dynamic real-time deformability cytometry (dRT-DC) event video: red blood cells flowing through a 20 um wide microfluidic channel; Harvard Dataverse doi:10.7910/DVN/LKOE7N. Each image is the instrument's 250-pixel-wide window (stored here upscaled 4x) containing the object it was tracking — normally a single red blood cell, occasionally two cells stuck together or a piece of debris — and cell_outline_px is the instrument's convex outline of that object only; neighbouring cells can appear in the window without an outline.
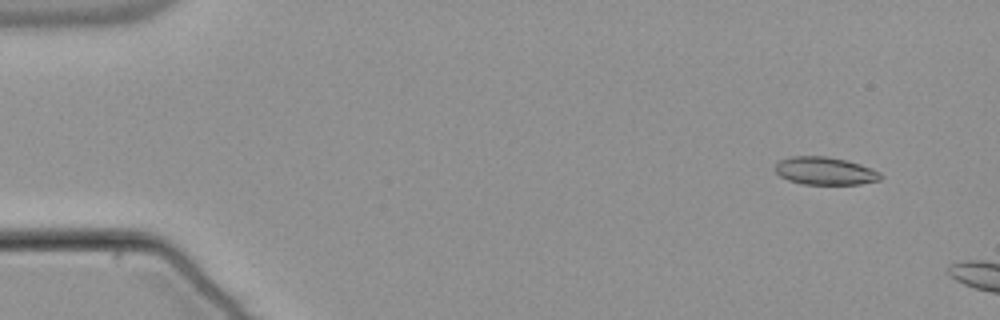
{"species": "common noctule bat (a hibernating species)", "species_latin": "Nyctalus noctula", "temperature_condition": "warm", "stored_images_in_passage": 5, "camera_frame_rate_fps": 3000, "um_per_image_px": 0.085, "animal": {"sex": "male", "body_mass_g": 21.5, "forearm_length_mm": 52.0}, "frame": {"image": 1, "passage_image": 1, "time_ms": 0.0, "image_size_px": [1000, 320], "cell_outline_px": [[884, 176], [880, 180], [860, 184], [804, 184], [788, 180], [780, 176], [776, 172], [776, 164], [780, 160], [792, 156], [824, 156], [848, 160], [872, 168], [880, 172]], "centroid_in_image_um": [70.17, 14.53], "position_along_channel_um": 14.8, "area_um2": 17.11}}